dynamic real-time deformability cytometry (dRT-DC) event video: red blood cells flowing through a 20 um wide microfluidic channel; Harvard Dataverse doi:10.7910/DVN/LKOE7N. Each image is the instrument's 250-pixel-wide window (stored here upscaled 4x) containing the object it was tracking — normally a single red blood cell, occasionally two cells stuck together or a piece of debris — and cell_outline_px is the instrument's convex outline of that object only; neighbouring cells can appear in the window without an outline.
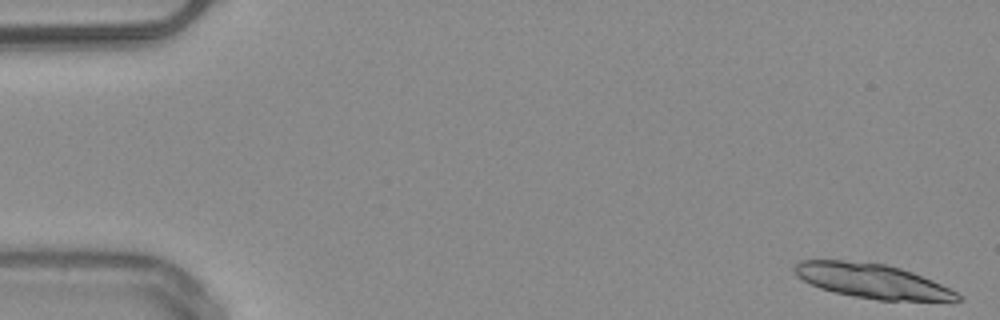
{"species": "common noctule bat (a hibernating species)", "species_latin": "Nyctalus noctula", "temperature_condition": "warm", "stored_images_in_passage": 23, "camera_frame_rate_fps": 3000, "um_per_image_px": 0.085, "animal": {"sex": "male", "body_mass_g": 20.4}, "frame": {"image": 1, "passage_image": 1, "time_ms": 0.0, "image_size_px": [1000, 320], "cell_outline_px": [[964, 300], [876, 300], [836, 292], [820, 288], [796, 276], [792, 268], [800, 260], [844, 260], [884, 264], [900, 268], [912, 272], [932, 280], [964, 296]], "centroid_in_image_um": [74.11, 23.87], "position_along_channel_um": 10.9, "area_um2": 32.31}}
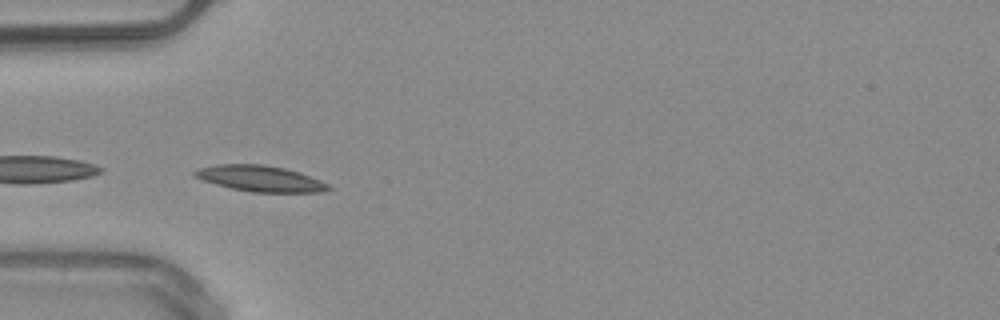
{"frame": {"image": 2, "passage_image": 16, "time_ms": 5.0, "image_size_px": [1000, 320], "cell_outline_px": [[332, 188], [320, 192], [252, 192], [232, 188], [216, 184], [204, 180], [196, 176], [192, 172], [200, 168], [216, 164], [264, 164], [284, 168], [300, 172], [320, 180], [328, 184]], "centroid_in_image_um": [22.15, 15.17], "position_along_channel_um": 62.9, "area_um2": 20.0}}